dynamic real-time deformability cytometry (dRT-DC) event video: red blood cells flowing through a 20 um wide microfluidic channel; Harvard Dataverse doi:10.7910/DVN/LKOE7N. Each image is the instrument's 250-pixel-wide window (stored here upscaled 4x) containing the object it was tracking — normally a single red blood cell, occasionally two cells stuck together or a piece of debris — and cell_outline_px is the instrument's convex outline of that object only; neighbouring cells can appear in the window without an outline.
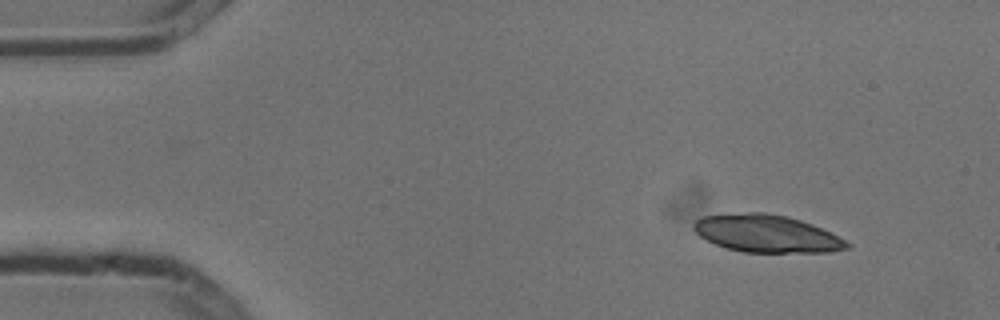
{"species": "common noctule bat (a hibernating species)", "species_latin": "Nyctalus noctula", "temperature_condition": "cold", "stored_images_in_passage": 4, "camera_frame_rate_fps": 3000, "um_per_image_px": 0.085, "animal": {"sex": "male", "body_mass_g": 13.3}, "frame": {"image": 1, "passage_image": 1, "time_ms": 0.0, "image_size_px": [1000, 320], "cell_outline_px": [[852, 244], [848, 248], [828, 252], [744, 252], [728, 248], [716, 244], [700, 236], [692, 228], [692, 224], [696, 220], [704, 216], [744, 212], [764, 212], [788, 216], [812, 224]], "centroid_in_image_um": [65.14, 19.85], "position_along_channel_um": 19.9, "area_um2": 33.18}}